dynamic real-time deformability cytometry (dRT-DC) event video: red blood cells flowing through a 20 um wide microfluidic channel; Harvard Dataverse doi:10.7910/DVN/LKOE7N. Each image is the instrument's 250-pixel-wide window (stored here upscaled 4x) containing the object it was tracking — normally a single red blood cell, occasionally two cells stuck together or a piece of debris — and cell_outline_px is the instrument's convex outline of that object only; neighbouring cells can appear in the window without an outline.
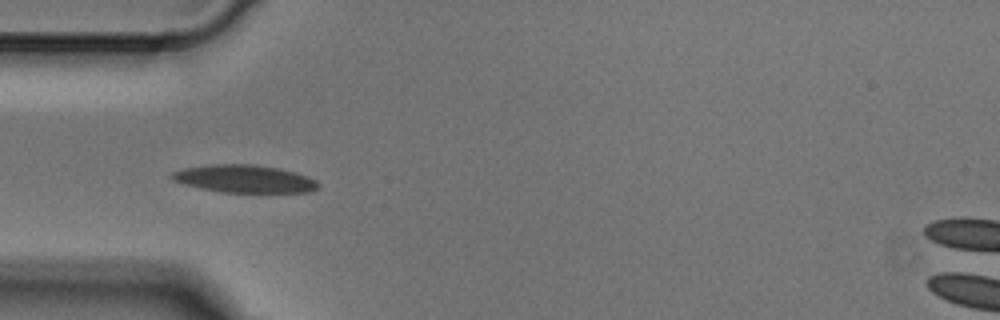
{"species": "Egyptian fruit bat (a non-hibernating species)", "species_latin": "Rousettus aegyptiacus", "temperature_condition": "cold", "stored_images_in_passage": 7, "camera_frame_rate_fps": 3000, "um_per_image_px": 0.085, "animal": {"sex": "male"}, "frame": {"image": 1, "passage_image": 5, "time_ms": 1.333, "image_size_px": [1000, 320], "cell_outline_px": [[320, 184], [316, 188], [308, 192], [224, 192], [200, 188], [184, 184], [168, 176], [172, 172], [184, 168], [208, 164], [252, 164], [276, 168], [296, 172], [308, 176], [316, 180]], "centroid_in_image_um": [20.77, 15.19], "position_along_channel_um": 64.2, "area_um2": 23.47}}
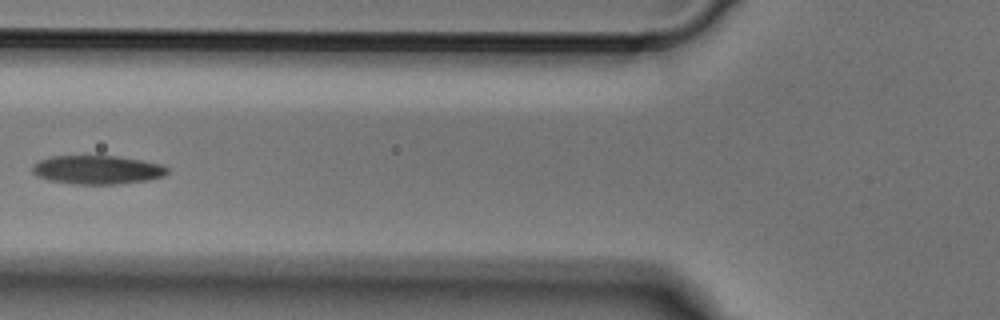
{"frame": {"image": 2, "passage_image": 6, "time_ms": 1.667, "image_size_px": [1000, 320], "cell_outline_px": [[168, 172], [164, 176], [148, 180], [116, 184], [72, 184], [48, 180], [36, 176], [32, 172], [32, 164], [40, 160], [52, 156], [116, 156], [140, 160], [160, 164], [168, 168]], "centroid_in_image_um": [8.23, 14.44], "position_along_channel_um": 117.6, "area_um2": 22.6}}
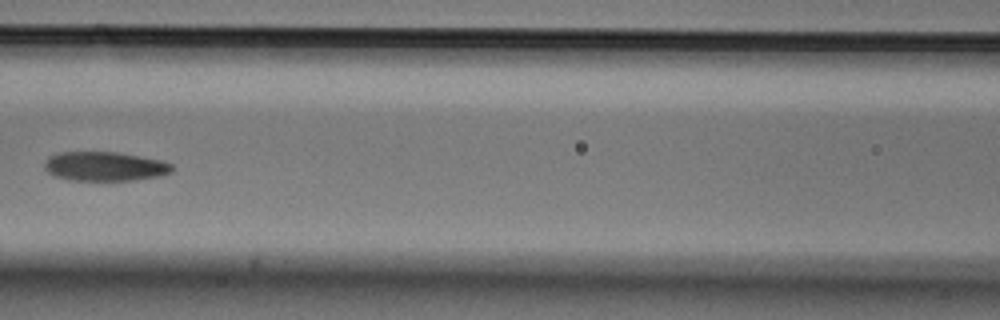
{"frame": {"image": 3, "passage_image": 7, "time_ms": 2.0, "image_size_px": [1000, 320], "cell_outline_px": [[172, 172], [160, 176], [132, 180], [68, 180], [56, 176], [48, 172], [44, 168], [44, 160], [48, 156], [56, 152], [116, 152], [164, 160], [172, 164]], "centroid_in_image_um": [8.89, 14.13], "position_along_channel_um": 157.7, "area_um2": 21.91}}